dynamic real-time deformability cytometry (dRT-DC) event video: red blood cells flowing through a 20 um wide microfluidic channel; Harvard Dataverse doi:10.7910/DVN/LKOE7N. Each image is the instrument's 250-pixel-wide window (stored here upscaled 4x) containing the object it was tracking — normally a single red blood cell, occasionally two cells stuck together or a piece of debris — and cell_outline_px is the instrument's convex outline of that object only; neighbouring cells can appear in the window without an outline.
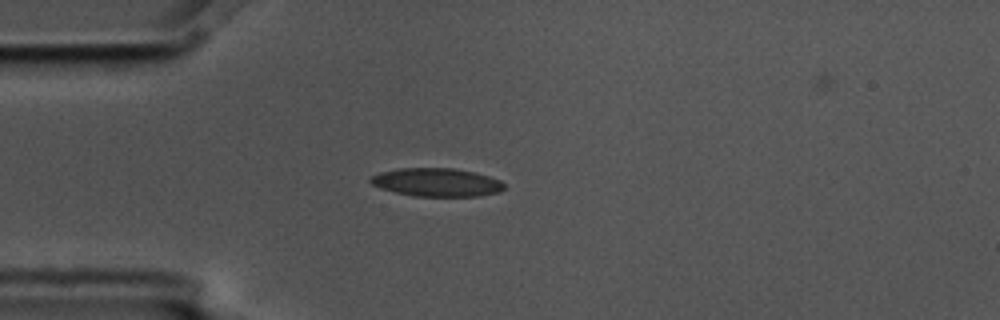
{"species": "common noctule bat (a hibernating species)", "species_latin": "Nyctalus noctula", "temperature_condition": "cold", "stored_images_in_passage": 5, "camera_frame_rate_fps": 3000, "um_per_image_px": 0.085, "animal": {"sex": "male", "body_mass_g": 17.5, "forearm_length_mm": 52.3}, "frame": {"image": 1, "passage_image": 4, "time_ms": 1.0, "image_size_px": [1000, 320], "cell_outline_px": [[504, 188], [500, 192], [480, 196], [412, 196], [380, 188], [372, 184], [368, 180], [372, 176], [380, 172], [400, 168], [452, 168], [472, 172], [488, 176], [500, 180], [504, 184]], "centroid_in_image_um": [37.11, 15.5], "position_along_channel_um": 47.9, "area_um2": 21.96}}